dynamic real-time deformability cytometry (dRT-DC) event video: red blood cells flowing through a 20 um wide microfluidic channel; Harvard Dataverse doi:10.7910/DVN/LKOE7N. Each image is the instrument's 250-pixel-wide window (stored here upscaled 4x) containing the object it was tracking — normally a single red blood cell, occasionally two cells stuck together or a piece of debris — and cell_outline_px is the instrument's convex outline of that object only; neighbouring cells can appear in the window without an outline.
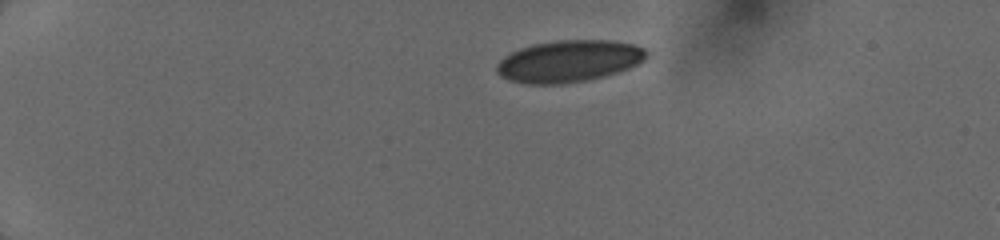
{"species": "human", "species_latin": "Homo sapiens", "temperature_condition": "cold", "stored_images_in_passage": 53, "camera_frame_rate_fps": 3000, "um_per_image_px": 0.085, "donor": {"sex": "female"}, "frame": {"image": 1, "passage_image": 1, "time_ms": 0.0, "image_size_px": [1000, 240], "cell_outline_px": [[648, 56], [644, 60], [628, 68], [604, 76], [588, 80], [564, 84], [524, 84], [508, 80], [500, 76], [496, 72], [496, 64], [504, 56], [520, 48], [536, 44], [556, 40], [612, 40], [632, 44], [644, 48], [648, 52]], "centroid_in_image_um": [48.33, 5.2], "position_along_channel_um": 36.7, "area_um2": 36.65}}
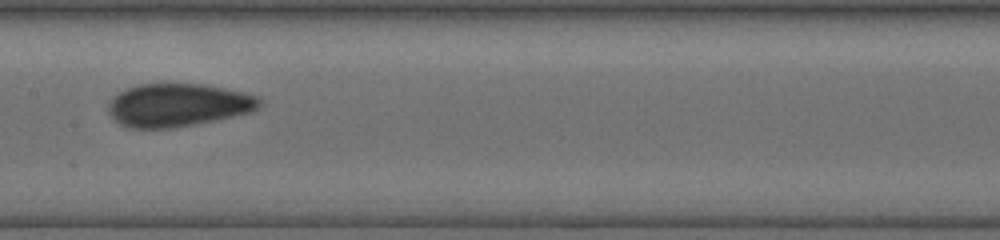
{"frame": {"image": 2, "passage_image": 23, "time_ms": 5.667, "image_size_px": [1000, 240], "cell_outline_px": [[260, 104], [256, 108], [248, 112], [232, 116], [172, 128], [132, 128], [120, 124], [108, 112], [108, 104], [120, 92], [128, 88], [140, 84], [204, 84], [224, 88], [260, 96]], "centroid_in_image_um": [15.11, 8.92], "position_along_channel_um": 192.3, "area_um2": 37.28}}
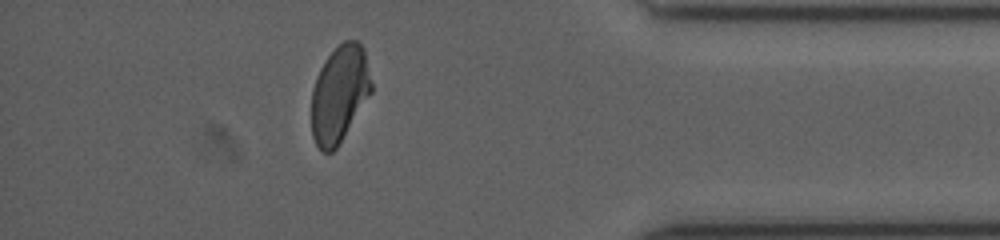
{"frame": {"image": 3, "passage_image": 48, "time_ms": 11.333, "image_size_px": [1000, 240], "cell_outline_px": [[372, 92], [336, 148], [332, 152], [324, 152], [316, 144], [312, 136], [312, 88], [316, 76], [324, 60], [344, 40], [356, 40], [364, 48], [372, 84]], "centroid_in_image_um": [28.85, 7.97], "position_along_channel_um": 406.3, "area_um2": 33.58}}